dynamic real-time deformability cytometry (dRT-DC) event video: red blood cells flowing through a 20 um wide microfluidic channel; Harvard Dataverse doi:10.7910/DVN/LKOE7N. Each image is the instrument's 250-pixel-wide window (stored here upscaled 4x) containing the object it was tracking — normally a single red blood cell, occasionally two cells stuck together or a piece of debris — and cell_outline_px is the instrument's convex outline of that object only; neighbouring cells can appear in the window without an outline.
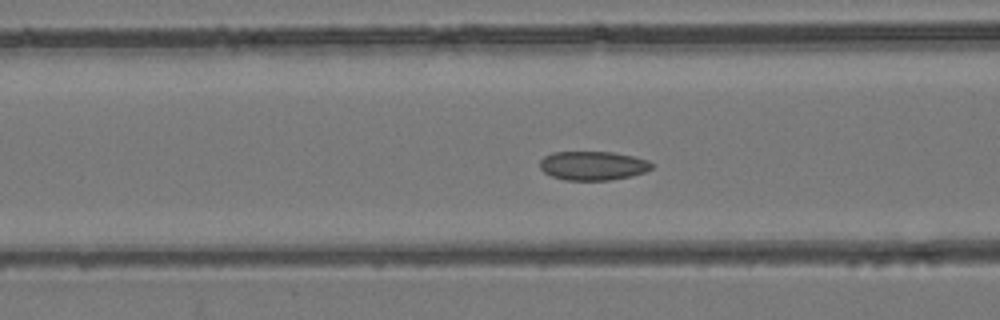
{"species": "common noctule bat (a hibernating species)", "species_latin": "Nyctalus noctula", "temperature_condition": "room temperature", "stored_images_in_passage": 45, "camera_frame_rate_fps": 3000, "um_per_image_px": 0.085, "animal": {"sex": "female", "body_mass_g": 24.6, "forearm_length_mm": 56.2}, "frame": {"image": 1, "passage_image": 18, "time_ms": 5.667, "image_size_px": [1000, 320], "cell_outline_px": [[652, 168], [644, 172], [632, 176], [612, 180], [564, 180], [552, 176], [544, 172], [540, 168], [540, 160], [544, 156], [552, 152], [612, 152], [632, 156], [648, 160], [652, 164]], "centroid_in_image_um": [50.38, 14.08], "position_along_channel_um": 116.2, "area_um2": 18.9}}
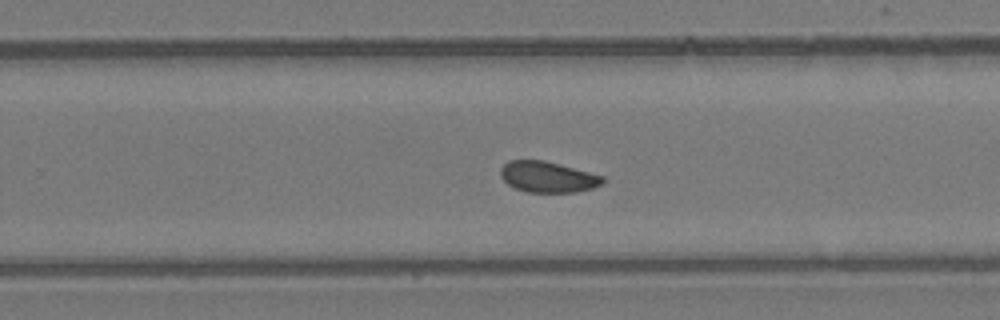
{"frame": {"image": 2, "passage_image": 29, "time_ms": 9.333, "image_size_px": [1000, 320], "cell_outline_px": [[604, 184], [592, 188], [576, 192], [528, 192], [516, 188], [508, 184], [500, 176], [500, 168], [508, 160], [544, 160], [604, 176]], "centroid_in_image_um": [46.56, 15.03], "position_along_channel_um": 283.2, "area_um2": 18.38}}
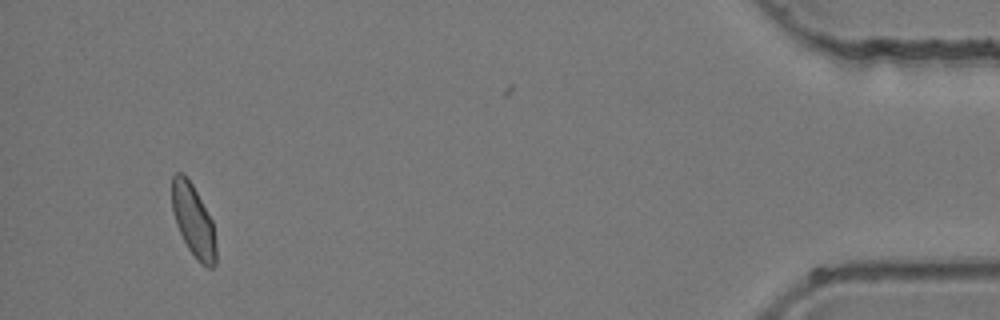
{"frame": {"image": 3, "passage_image": 43, "time_ms": 14.0, "image_size_px": [1000, 320], "cell_outline_px": [[216, 264], [212, 268], [208, 268], [200, 264], [196, 260], [188, 248], [176, 224], [172, 212], [172, 176], [176, 172], [184, 172], [192, 184], [212, 220], [216, 244]], "centroid_in_image_um": [16.44, 18.77], "position_along_channel_um": 418.8, "area_um2": 18.67}}